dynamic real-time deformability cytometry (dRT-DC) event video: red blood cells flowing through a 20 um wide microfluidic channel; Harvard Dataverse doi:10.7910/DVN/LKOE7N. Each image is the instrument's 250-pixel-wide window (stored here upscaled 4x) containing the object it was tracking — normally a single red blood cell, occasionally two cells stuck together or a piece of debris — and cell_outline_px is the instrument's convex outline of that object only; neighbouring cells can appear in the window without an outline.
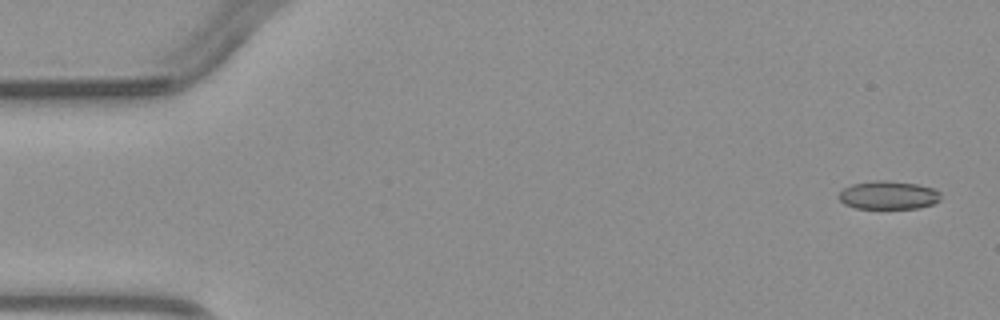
{"species": "common noctule bat (a hibernating species)", "species_latin": "Nyctalus noctula", "temperature_condition": "warm", "stored_images_in_passage": 4, "camera_frame_rate_fps": 3000, "um_per_image_px": 0.085, "animal": {"sex": "male", "body_mass_g": 23.1, "forearm_length_mm": 52.7}, "frame": {"image": 1, "passage_image": 1, "time_ms": 0.0, "image_size_px": [1000, 320], "cell_outline_px": [[940, 200], [932, 204], [920, 208], [856, 208], [844, 204], [840, 200], [840, 192], [844, 188], [852, 184], [876, 180], [884, 180], [916, 184], [932, 188], [940, 192]], "centroid_in_image_um": [75.52, 16.59], "position_along_channel_um": 9.5, "area_um2": 16.65}}
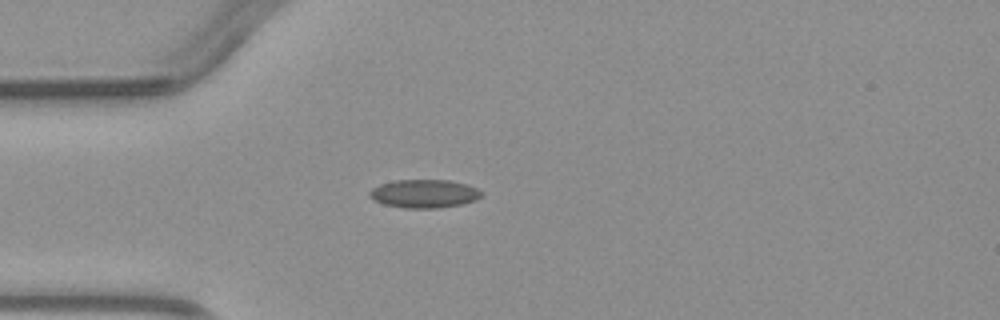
{"frame": {"image": 2, "passage_image": 4, "time_ms": 3.667, "image_size_px": [1000, 320], "cell_outline_px": [[484, 192], [476, 200], [460, 204], [440, 208], [404, 208], [384, 204], [372, 200], [368, 196], [368, 192], [372, 188], [380, 184], [396, 180], [452, 180], [468, 184]], "centroid_in_image_um": [36.04, 16.46], "position_along_channel_um": 49.0, "area_um2": 18.67}}